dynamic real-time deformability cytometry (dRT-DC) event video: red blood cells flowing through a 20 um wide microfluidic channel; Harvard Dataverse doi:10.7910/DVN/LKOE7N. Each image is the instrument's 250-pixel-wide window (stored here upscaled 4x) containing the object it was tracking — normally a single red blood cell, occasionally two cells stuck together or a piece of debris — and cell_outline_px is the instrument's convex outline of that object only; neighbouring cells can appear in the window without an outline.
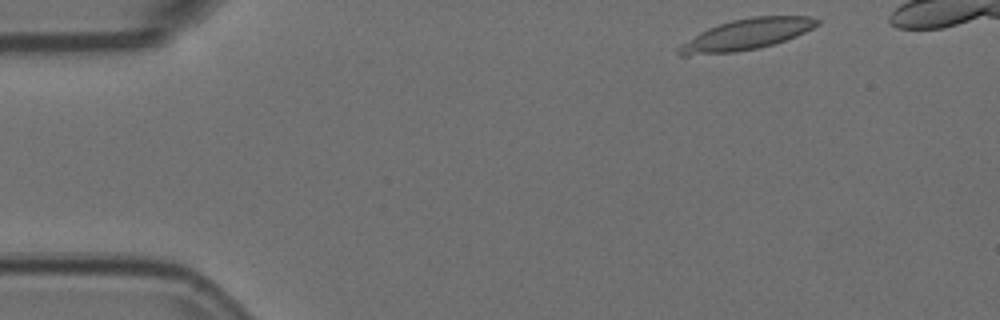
{"species": "Egyptian fruit bat (a non-hibernating species)", "species_latin": "Rousettus aegyptiacus", "temperature_condition": "room temperature", "stored_images_in_passage": 13, "camera_frame_rate_fps": 3000, "um_per_image_px": 0.085, "animal": {"sex": "female"}, "frame": {"image": 1, "passage_image": 1, "time_ms": 0.0, "image_size_px": [1000, 320], "cell_outline_px": [[820, 24], [796, 36], [772, 44], [756, 48], [736, 52], [688, 56], [680, 56], [676, 52], [676, 48], [680, 44], [700, 32], [708, 28], [732, 20], [752, 16], [812, 16], [820, 20]], "centroid_in_image_um": [63.4, 2.93], "position_along_channel_um": 21.6, "area_um2": 24.91}}
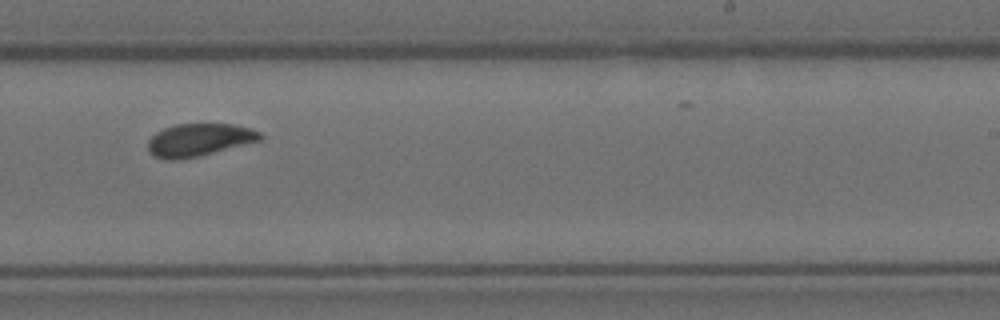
{"frame": {"image": 2, "passage_image": 8, "time_ms": 2.333, "image_size_px": [1000, 320], "cell_outline_px": [[264, 136], [260, 140], [200, 156], [180, 160], [164, 160], [156, 156], [148, 148], [148, 140], [156, 132], [164, 128], [176, 124], [236, 124], [260, 132]], "centroid_in_image_um": [16.92, 11.89], "position_along_channel_um": 272.1, "area_um2": 21.27}}
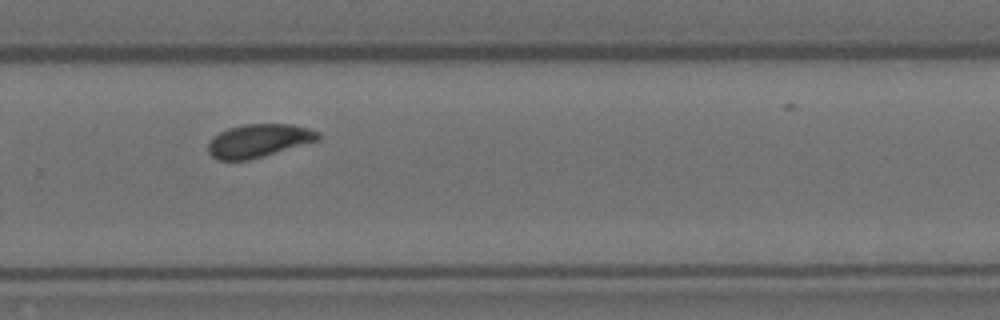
{"frame": {"image": 3, "passage_image": 9, "time_ms": 2.667, "image_size_px": [1000, 320], "cell_outline_px": [[320, 140], [264, 156], [248, 160], [220, 160], [212, 156], [208, 152], [208, 144], [212, 136], [228, 128], [244, 124], [292, 124], [308, 128], [320, 132]], "centroid_in_image_um": [22.0, 11.95], "position_along_channel_um": 307.8, "area_um2": 21.39}}